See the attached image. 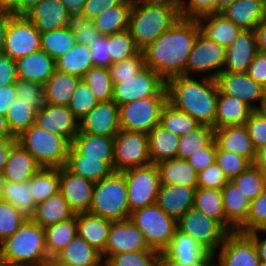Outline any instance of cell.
Segmentation results:
<instances>
[{"label":"cell","mask_w":266,"mask_h":266,"mask_svg":"<svg viewBox=\"0 0 266 266\" xmlns=\"http://www.w3.org/2000/svg\"><path fill=\"white\" fill-rule=\"evenodd\" d=\"M215 162L222 169L224 175L231 181L245 171L251 163L245 158L230 151L221 150L217 146Z\"/></svg>","instance_id":"57"},{"label":"cell","mask_w":266,"mask_h":266,"mask_svg":"<svg viewBox=\"0 0 266 266\" xmlns=\"http://www.w3.org/2000/svg\"><path fill=\"white\" fill-rule=\"evenodd\" d=\"M16 137H1L0 138V170L4 169L7 156L12 144L16 141Z\"/></svg>","instance_id":"74"},{"label":"cell","mask_w":266,"mask_h":266,"mask_svg":"<svg viewBox=\"0 0 266 266\" xmlns=\"http://www.w3.org/2000/svg\"><path fill=\"white\" fill-rule=\"evenodd\" d=\"M227 183L228 179L216 162L198 173L197 188L222 189Z\"/></svg>","instance_id":"62"},{"label":"cell","mask_w":266,"mask_h":266,"mask_svg":"<svg viewBox=\"0 0 266 266\" xmlns=\"http://www.w3.org/2000/svg\"><path fill=\"white\" fill-rule=\"evenodd\" d=\"M215 257L216 255L208 253L200 262L195 264H180L168 259L163 253H160L159 266H216L213 263Z\"/></svg>","instance_id":"70"},{"label":"cell","mask_w":266,"mask_h":266,"mask_svg":"<svg viewBox=\"0 0 266 266\" xmlns=\"http://www.w3.org/2000/svg\"><path fill=\"white\" fill-rule=\"evenodd\" d=\"M257 51L266 53V20L260 23L254 30Z\"/></svg>","instance_id":"72"},{"label":"cell","mask_w":266,"mask_h":266,"mask_svg":"<svg viewBox=\"0 0 266 266\" xmlns=\"http://www.w3.org/2000/svg\"><path fill=\"white\" fill-rule=\"evenodd\" d=\"M79 154L102 158L113 169L114 137L84 134L80 131L70 144Z\"/></svg>","instance_id":"35"},{"label":"cell","mask_w":266,"mask_h":266,"mask_svg":"<svg viewBox=\"0 0 266 266\" xmlns=\"http://www.w3.org/2000/svg\"><path fill=\"white\" fill-rule=\"evenodd\" d=\"M160 124L177 136L188 134L201 125L195 118L175 109L169 103L162 109Z\"/></svg>","instance_id":"49"},{"label":"cell","mask_w":266,"mask_h":266,"mask_svg":"<svg viewBox=\"0 0 266 266\" xmlns=\"http://www.w3.org/2000/svg\"><path fill=\"white\" fill-rule=\"evenodd\" d=\"M0 266H47L46 262L0 261Z\"/></svg>","instance_id":"78"},{"label":"cell","mask_w":266,"mask_h":266,"mask_svg":"<svg viewBox=\"0 0 266 266\" xmlns=\"http://www.w3.org/2000/svg\"><path fill=\"white\" fill-rule=\"evenodd\" d=\"M82 80L89 86L98 102L112 100L113 83L108 67L93 66L85 72Z\"/></svg>","instance_id":"50"},{"label":"cell","mask_w":266,"mask_h":266,"mask_svg":"<svg viewBox=\"0 0 266 266\" xmlns=\"http://www.w3.org/2000/svg\"><path fill=\"white\" fill-rule=\"evenodd\" d=\"M221 190L227 220L238 229L248 216L250 200L231 181H228Z\"/></svg>","instance_id":"41"},{"label":"cell","mask_w":266,"mask_h":266,"mask_svg":"<svg viewBox=\"0 0 266 266\" xmlns=\"http://www.w3.org/2000/svg\"><path fill=\"white\" fill-rule=\"evenodd\" d=\"M180 15L184 19H197L201 16L216 13V0L179 1Z\"/></svg>","instance_id":"61"},{"label":"cell","mask_w":266,"mask_h":266,"mask_svg":"<svg viewBox=\"0 0 266 266\" xmlns=\"http://www.w3.org/2000/svg\"><path fill=\"white\" fill-rule=\"evenodd\" d=\"M167 103L215 129L218 87L215 79L177 76L166 81Z\"/></svg>","instance_id":"2"},{"label":"cell","mask_w":266,"mask_h":266,"mask_svg":"<svg viewBox=\"0 0 266 266\" xmlns=\"http://www.w3.org/2000/svg\"><path fill=\"white\" fill-rule=\"evenodd\" d=\"M150 249L143 232L130 219L111 221L108 241L102 257L106 260L110 255Z\"/></svg>","instance_id":"16"},{"label":"cell","mask_w":266,"mask_h":266,"mask_svg":"<svg viewBox=\"0 0 266 266\" xmlns=\"http://www.w3.org/2000/svg\"><path fill=\"white\" fill-rule=\"evenodd\" d=\"M98 103L89 86L81 80L73 93L68 108L73 116L80 121Z\"/></svg>","instance_id":"56"},{"label":"cell","mask_w":266,"mask_h":266,"mask_svg":"<svg viewBox=\"0 0 266 266\" xmlns=\"http://www.w3.org/2000/svg\"><path fill=\"white\" fill-rule=\"evenodd\" d=\"M40 168L34 157L15 141L9 150L3 171L6 181L25 182Z\"/></svg>","instance_id":"28"},{"label":"cell","mask_w":266,"mask_h":266,"mask_svg":"<svg viewBox=\"0 0 266 266\" xmlns=\"http://www.w3.org/2000/svg\"><path fill=\"white\" fill-rule=\"evenodd\" d=\"M48 258L44 228L30 218L0 244V261L46 262Z\"/></svg>","instance_id":"5"},{"label":"cell","mask_w":266,"mask_h":266,"mask_svg":"<svg viewBox=\"0 0 266 266\" xmlns=\"http://www.w3.org/2000/svg\"><path fill=\"white\" fill-rule=\"evenodd\" d=\"M215 80L220 93L238 98L253 110L262 109L266 88L257 83L247 73L223 71ZM255 101H259L260 105L254 104Z\"/></svg>","instance_id":"15"},{"label":"cell","mask_w":266,"mask_h":266,"mask_svg":"<svg viewBox=\"0 0 266 266\" xmlns=\"http://www.w3.org/2000/svg\"><path fill=\"white\" fill-rule=\"evenodd\" d=\"M246 73L266 88V53L257 52Z\"/></svg>","instance_id":"68"},{"label":"cell","mask_w":266,"mask_h":266,"mask_svg":"<svg viewBox=\"0 0 266 266\" xmlns=\"http://www.w3.org/2000/svg\"><path fill=\"white\" fill-rule=\"evenodd\" d=\"M1 200L12 204L29 218L36 208V204L31 196L30 180L25 182L6 181Z\"/></svg>","instance_id":"46"},{"label":"cell","mask_w":266,"mask_h":266,"mask_svg":"<svg viewBox=\"0 0 266 266\" xmlns=\"http://www.w3.org/2000/svg\"><path fill=\"white\" fill-rule=\"evenodd\" d=\"M141 50L136 46L128 30L109 35V55L111 63L137 55Z\"/></svg>","instance_id":"55"},{"label":"cell","mask_w":266,"mask_h":266,"mask_svg":"<svg viewBox=\"0 0 266 266\" xmlns=\"http://www.w3.org/2000/svg\"><path fill=\"white\" fill-rule=\"evenodd\" d=\"M123 173L127 183L130 213L156 203L161 185L156 164L130 168Z\"/></svg>","instance_id":"12"},{"label":"cell","mask_w":266,"mask_h":266,"mask_svg":"<svg viewBox=\"0 0 266 266\" xmlns=\"http://www.w3.org/2000/svg\"><path fill=\"white\" fill-rule=\"evenodd\" d=\"M258 232L261 231L249 232L247 235L254 241L260 261L266 263V238L260 240Z\"/></svg>","instance_id":"75"},{"label":"cell","mask_w":266,"mask_h":266,"mask_svg":"<svg viewBox=\"0 0 266 266\" xmlns=\"http://www.w3.org/2000/svg\"><path fill=\"white\" fill-rule=\"evenodd\" d=\"M57 257L71 265L104 266L102 254L78 235L65 246Z\"/></svg>","instance_id":"40"},{"label":"cell","mask_w":266,"mask_h":266,"mask_svg":"<svg viewBox=\"0 0 266 266\" xmlns=\"http://www.w3.org/2000/svg\"><path fill=\"white\" fill-rule=\"evenodd\" d=\"M41 49V34L25 15L10 12L3 53L17 61Z\"/></svg>","instance_id":"13"},{"label":"cell","mask_w":266,"mask_h":266,"mask_svg":"<svg viewBox=\"0 0 266 266\" xmlns=\"http://www.w3.org/2000/svg\"><path fill=\"white\" fill-rule=\"evenodd\" d=\"M180 18L179 2L134 0L128 31L142 51Z\"/></svg>","instance_id":"3"},{"label":"cell","mask_w":266,"mask_h":266,"mask_svg":"<svg viewBox=\"0 0 266 266\" xmlns=\"http://www.w3.org/2000/svg\"><path fill=\"white\" fill-rule=\"evenodd\" d=\"M25 16L40 34L69 26L73 18L61 0H41Z\"/></svg>","instance_id":"21"},{"label":"cell","mask_w":266,"mask_h":266,"mask_svg":"<svg viewBox=\"0 0 266 266\" xmlns=\"http://www.w3.org/2000/svg\"><path fill=\"white\" fill-rule=\"evenodd\" d=\"M245 125L253 146L257 150L266 143V114L262 110H254Z\"/></svg>","instance_id":"60"},{"label":"cell","mask_w":266,"mask_h":266,"mask_svg":"<svg viewBox=\"0 0 266 266\" xmlns=\"http://www.w3.org/2000/svg\"><path fill=\"white\" fill-rule=\"evenodd\" d=\"M130 220L143 232L150 249L162 253L177 230V220L156 203L131 212Z\"/></svg>","instance_id":"7"},{"label":"cell","mask_w":266,"mask_h":266,"mask_svg":"<svg viewBox=\"0 0 266 266\" xmlns=\"http://www.w3.org/2000/svg\"><path fill=\"white\" fill-rule=\"evenodd\" d=\"M216 266H260L254 241L239 232L229 233L220 247Z\"/></svg>","instance_id":"17"},{"label":"cell","mask_w":266,"mask_h":266,"mask_svg":"<svg viewBox=\"0 0 266 266\" xmlns=\"http://www.w3.org/2000/svg\"><path fill=\"white\" fill-rule=\"evenodd\" d=\"M47 266H81V265H71L70 263L64 262L57 256L49 257L46 261Z\"/></svg>","instance_id":"80"},{"label":"cell","mask_w":266,"mask_h":266,"mask_svg":"<svg viewBox=\"0 0 266 266\" xmlns=\"http://www.w3.org/2000/svg\"><path fill=\"white\" fill-rule=\"evenodd\" d=\"M18 80L16 61L0 54V87L15 84Z\"/></svg>","instance_id":"67"},{"label":"cell","mask_w":266,"mask_h":266,"mask_svg":"<svg viewBox=\"0 0 266 266\" xmlns=\"http://www.w3.org/2000/svg\"><path fill=\"white\" fill-rule=\"evenodd\" d=\"M225 60L226 48L200 33L188 57L185 76L190 77L193 73L203 75L210 71L205 77L215 79L223 72Z\"/></svg>","instance_id":"14"},{"label":"cell","mask_w":266,"mask_h":266,"mask_svg":"<svg viewBox=\"0 0 266 266\" xmlns=\"http://www.w3.org/2000/svg\"><path fill=\"white\" fill-rule=\"evenodd\" d=\"M1 137H15L8 126L6 116L0 115V138Z\"/></svg>","instance_id":"79"},{"label":"cell","mask_w":266,"mask_h":266,"mask_svg":"<svg viewBox=\"0 0 266 266\" xmlns=\"http://www.w3.org/2000/svg\"><path fill=\"white\" fill-rule=\"evenodd\" d=\"M231 182L251 201L262 193L266 186V175L251 164Z\"/></svg>","instance_id":"51"},{"label":"cell","mask_w":266,"mask_h":266,"mask_svg":"<svg viewBox=\"0 0 266 266\" xmlns=\"http://www.w3.org/2000/svg\"><path fill=\"white\" fill-rule=\"evenodd\" d=\"M64 167L71 173L93 183L109 176L114 170L102 158L86 157L79 154L71 145Z\"/></svg>","instance_id":"29"},{"label":"cell","mask_w":266,"mask_h":266,"mask_svg":"<svg viewBox=\"0 0 266 266\" xmlns=\"http://www.w3.org/2000/svg\"><path fill=\"white\" fill-rule=\"evenodd\" d=\"M220 14L242 30H254L266 20V0H235Z\"/></svg>","instance_id":"25"},{"label":"cell","mask_w":266,"mask_h":266,"mask_svg":"<svg viewBox=\"0 0 266 266\" xmlns=\"http://www.w3.org/2000/svg\"><path fill=\"white\" fill-rule=\"evenodd\" d=\"M77 40L69 26L41 34V50H44L54 60L71 50Z\"/></svg>","instance_id":"45"},{"label":"cell","mask_w":266,"mask_h":266,"mask_svg":"<svg viewBox=\"0 0 266 266\" xmlns=\"http://www.w3.org/2000/svg\"><path fill=\"white\" fill-rule=\"evenodd\" d=\"M59 180V192L74 214L89 212L95 183L69 172L64 166L59 168Z\"/></svg>","instance_id":"20"},{"label":"cell","mask_w":266,"mask_h":266,"mask_svg":"<svg viewBox=\"0 0 266 266\" xmlns=\"http://www.w3.org/2000/svg\"><path fill=\"white\" fill-rule=\"evenodd\" d=\"M16 66L18 79L42 84L56 69L55 60L41 49L18 59Z\"/></svg>","instance_id":"26"},{"label":"cell","mask_w":266,"mask_h":266,"mask_svg":"<svg viewBox=\"0 0 266 266\" xmlns=\"http://www.w3.org/2000/svg\"><path fill=\"white\" fill-rule=\"evenodd\" d=\"M263 174L266 175V143L256 150V159L253 163Z\"/></svg>","instance_id":"76"},{"label":"cell","mask_w":266,"mask_h":266,"mask_svg":"<svg viewBox=\"0 0 266 266\" xmlns=\"http://www.w3.org/2000/svg\"><path fill=\"white\" fill-rule=\"evenodd\" d=\"M9 20H10V11L1 10L0 11V54H2L4 50Z\"/></svg>","instance_id":"73"},{"label":"cell","mask_w":266,"mask_h":266,"mask_svg":"<svg viewBox=\"0 0 266 266\" xmlns=\"http://www.w3.org/2000/svg\"><path fill=\"white\" fill-rule=\"evenodd\" d=\"M151 163L177 158L179 136L170 132L160 123L148 134Z\"/></svg>","instance_id":"39"},{"label":"cell","mask_w":266,"mask_h":266,"mask_svg":"<svg viewBox=\"0 0 266 266\" xmlns=\"http://www.w3.org/2000/svg\"><path fill=\"white\" fill-rule=\"evenodd\" d=\"M29 180L36 205L59 193V168H40Z\"/></svg>","instance_id":"43"},{"label":"cell","mask_w":266,"mask_h":266,"mask_svg":"<svg viewBox=\"0 0 266 266\" xmlns=\"http://www.w3.org/2000/svg\"><path fill=\"white\" fill-rule=\"evenodd\" d=\"M120 129L119 106L113 100L99 102L79 121L84 134L115 137Z\"/></svg>","instance_id":"18"},{"label":"cell","mask_w":266,"mask_h":266,"mask_svg":"<svg viewBox=\"0 0 266 266\" xmlns=\"http://www.w3.org/2000/svg\"><path fill=\"white\" fill-rule=\"evenodd\" d=\"M48 257L57 256L77 235L76 214L74 217L44 228Z\"/></svg>","instance_id":"44"},{"label":"cell","mask_w":266,"mask_h":266,"mask_svg":"<svg viewBox=\"0 0 266 266\" xmlns=\"http://www.w3.org/2000/svg\"><path fill=\"white\" fill-rule=\"evenodd\" d=\"M196 19L180 18L169 30L149 44L143 53L148 66L165 81L185 76L190 52L200 34Z\"/></svg>","instance_id":"1"},{"label":"cell","mask_w":266,"mask_h":266,"mask_svg":"<svg viewBox=\"0 0 266 266\" xmlns=\"http://www.w3.org/2000/svg\"><path fill=\"white\" fill-rule=\"evenodd\" d=\"M149 164L148 134L120 129L114 137L113 170L123 172Z\"/></svg>","instance_id":"11"},{"label":"cell","mask_w":266,"mask_h":266,"mask_svg":"<svg viewBox=\"0 0 266 266\" xmlns=\"http://www.w3.org/2000/svg\"><path fill=\"white\" fill-rule=\"evenodd\" d=\"M159 258L155 250L117 253L104 260V266H159Z\"/></svg>","instance_id":"52"},{"label":"cell","mask_w":266,"mask_h":266,"mask_svg":"<svg viewBox=\"0 0 266 266\" xmlns=\"http://www.w3.org/2000/svg\"><path fill=\"white\" fill-rule=\"evenodd\" d=\"M197 186L161 184L156 204L177 221L193 207L194 192Z\"/></svg>","instance_id":"24"},{"label":"cell","mask_w":266,"mask_h":266,"mask_svg":"<svg viewBox=\"0 0 266 266\" xmlns=\"http://www.w3.org/2000/svg\"><path fill=\"white\" fill-rule=\"evenodd\" d=\"M266 229V186L262 193L250 201L249 213L245 222L236 232L248 234L254 231H264Z\"/></svg>","instance_id":"53"},{"label":"cell","mask_w":266,"mask_h":266,"mask_svg":"<svg viewBox=\"0 0 266 266\" xmlns=\"http://www.w3.org/2000/svg\"><path fill=\"white\" fill-rule=\"evenodd\" d=\"M214 139L221 150L245 157L251 164L256 159V149L249 137L246 125L226 126L214 129Z\"/></svg>","instance_id":"22"},{"label":"cell","mask_w":266,"mask_h":266,"mask_svg":"<svg viewBox=\"0 0 266 266\" xmlns=\"http://www.w3.org/2000/svg\"><path fill=\"white\" fill-rule=\"evenodd\" d=\"M253 111L250 106L238 98L218 92L215 129L244 125Z\"/></svg>","instance_id":"31"},{"label":"cell","mask_w":266,"mask_h":266,"mask_svg":"<svg viewBox=\"0 0 266 266\" xmlns=\"http://www.w3.org/2000/svg\"><path fill=\"white\" fill-rule=\"evenodd\" d=\"M152 96H167L166 81L148 66L113 84L112 100L118 106Z\"/></svg>","instance_id":"10"},{"label":"cell","mask_w":266,"mask_h":266,"mask_svg":"<svg viewBox=\"0 0 266 266\" xmlns=\"http://www.w3.org/2000/svg\"><path fill=\"white\" fill-rule=\"evenodd\" d=\"M168 259L180 264L200 262L208 252L189 235L178 229L175 231L169 246L162 252Z\"/></svg>","instance_id":"34"},{"label":"cell","mask_w":266,"mask_h":266,"mask_svg":"<svg viewBox=\"0 0 266 266\" xmlns=\"http://www.w3.org/2000/svg\"><path fill=\"white\" fill-rule=\"evenodd\" d=\"M253 30H241L235 41L226 49L224 72L246 73L257 53Z\"/></svg>","instance_id":"23"},{"label":"cell","mask_w":266,"mask_h":266,"mask_svg":"<svg viewBox=\"0 0 266 266\" xmlns=\"http://www.w3.org/2000/svg\"><path fill=\"white\" fill-rule=\"evenodd\" d=\"M74 216L75 214L70 209L68 202L59 192L46 201L36 205L35 211L30 216V219L42 228H46Z\"/></svg>","instance_id":"36"},{"label":"cell","mask_w":266,"mask_h":266,"mask_svg":"<svg viewBox=\"0 0 266 266\" xmlns=\"http://www.w3.org/2000/svg\"><path fill=\"white\" fill-rule=\"evenodd\" d=\"M77 235L101 254L108 241L111 221L89 212L76 214Z\"/></svg>","instance_id":"27"},{"label":"cell","mask_w":266,"mask_h":266,"mask_svg":"<svg viewBox=\"0 0 266 266\" xmlns=\"http://www.w3.org/2000/svg\"><path fill=\"white\" fill-rule=\"evenodd\" d=\"M28 218L12 204L0 199V244L12 236Z\"/></svg>","instance_id":"54"},{"label":"cell","mask_w":266,"mask_h":266,"mask_svg":"<svg viewBox=\"0 0 266 266\" xmlns=\"http://www.w3.org/2000/svg\"><path fill=\"white\" fill-rule=\"evenodd\" d=\"M134 0H123L120 4L103 11L92 22L100 35H112L128 30Z\"/></svg>","instance_id":"38"},{"label":"cell","mask_w":266,"mask_h":266,"mask_svg":"<svg viewBox=\"0 0 266 266\" xmlns=\"http://www.w3.org/2000/svg\"><path fill=\"white\" fill-rule=\"evenodd\" d=\"M36 113L37 109L31 103H27L22 99H15L6 114L11 133L16 138L21 135L35 123Z\"/></svg>","instance_id":"47"},{"label":"cell","mask_w":266,"mask_h":266,"mask_svg":"<svg viewBox=\"0 0 266 266\" xmlns=\"http://www.w3.org/2000/svg\"><path fill=\"white\" fill-rule=\"evenodd\" d=\"M177 229L189 235L209 254H217L218 249L229 234L218 222L191 207L178 221Z\"/></svg>","instance_id":"9"},{"label":"cell","mask_w":266,"mask_h":266,"mask_svg":"<svg viewBox=\"0 0 266 266\" xmlns=\"http://www.w3.org/2000/svg\"><path fill=\"white\" fill-rule=\"evenodd\" d=\"M73 16H78L87 0H61Z\"/></svg>","instance_id":"77"},{"label":"cell","mask_w":266,"mask_h":266,"mask_svg":"<svg viewBox=\"0 0 266 266\" xmlns=\"http://www.w3.org/2000/svg\"><path fill=\"white\" fill-rule=\"evenodd\" d=\"M89 213L110 221L130 218L127 183L123 172L113 171L94 184Z\"/></svg>","instance_id":"4"},{"label":"cell","mask_w":266,"mask_h":266,"mask_svg":"<svg viewBox=\"0 0 266 266\" xmlns=\"http://www.w3.org/2000/svg\"><path fill=\"white\" fill-rule=\"evenodd\" d=\"M17 98L15 84L0 87V115L6 116L9 106Z\"/></svg>","instance_id":"69"},{"label":"cell","mask_w":266,"mask_h":266,"mask_svg":"<svg viewBox=\"0 0 266 266\" xmlns=\"http://www.w3.org/2000/svg\"><path fill=\"white\" fill-rule=\"evenodd\" d=\"M16 141L34 157L41 168H61L65 165L70 143L62 136L33 124Z\"/></svg>","instance_id":"6"},{"label":"cell","mask_w":266,"mask_h":266,"mask_svg":"<svg viewBox=\"0 0 266 266\" xmlns=\"http://www.w3.org/2000/svg\"><path fill=\"white\" fill-rule=\"evenodd\" d=\"M167 96H152L119 106V124L122 130L150 131L160 123Z\"/></svg>","instance_id":"8"},{"label":"cell","mask_w":266,"mask_h":266,"mask_svg":"<svg viewBox=\"0 0 266 266\" xmlns=\"http://www.w3.org/2000/svg\"><path fill=\"white\" fill-rule=\"evenodd\" d=\"M145 67V56L143 51L137 55L124 59L117 63H112L109 67V73L112 83L121 82V79H127L134 76Z\"/></svg>","instance_id":"58"},{"label":"cell","mask_w":266,"mask_h":266,"mask_svg":"<svg viewBox=\"0 0 266 266\" xmlns=\"http://www.w3.org/2000/svg\"><path fill=\"white\" fill-rule=\"evenodd\" d=\"M82 79L55 69L44 84L45 103L68 106L78 83Z\"/></svg>","instance_id":"33"},{"label":"cell","mask_w":266,"mask_h":266,"mask_svg":"<svg viewBox=\"0 0 266 266\" xmlns=\"http://www.w3.org/2000/svg\"><path fill=\"white\" fill-rule=\"evenodd\" d=\"M89 47L93 66L109 67L112 64L109 55V35H99Z\"/></svg>","instance_id":"64"},{"label":"cell","mask_w":266,"mask_h":266,"mask_svg":"<svg viewBox=\"0 0 266 266\" xmlns=\"http://www.w3.org/2000/svg\"><path fill=\"white\" fill-rule=\"evenodd\" d=\"M122 1L123 0H87L78 16L83 19L93 20L103 11L120 4Z\"/></svg>","instance_id":"66"},{"label":"cell","mask_w":266,"mask_h":266,"mask_svg":"<svg viewBox=\"0 0 266 266\" xmlns=\"http://www.w3.org/2000/svg\"><path fill=\"white\" fill-rule=\"evenodd\" d=\"M70 27L73 30L77 43L90 45L100 35L92 20L73 16Z\"/></svg>","instance_id":"63"},{"label":"cell","mask_w":266,"mask_h":266,"mask_svg":"<svg viewBox=\"0 0 266 266\" xmlns=\"http://www.w3.org/2000/svg\"><path fill=\"white\" fill-rule=\"evenodd\" d=\"M196 20L203 36L226 49L235 41L242 30L220 13L204 15Z\"/></svg>","instance_id":"30"},{"label":"cell","mask_w":266,"mask_h":266,"mask_svg":"<svg viewBox=\"0 0 266 266\" xmlns=\"http://www.w3.org/2000/svg\"><path fill=\"white\" fill-rule=\"evenodd\" d=\"M214 139V128L201 124L194 131L179 136L177 158L187 159L191 154L205 148Z\"/></svg>","instance_id":"48"},{"label":"cell","mask_w":266,"mask_h":266,"mask_svg":"<svg viewBox=\"0 0 266 266\" xmlns=\"http://www.w3.org/2000/svg\"><path fill=\"white\" fill-rule=\"evenodd\" d=\"M216 151L217 144L213 139L205 148L191 154L186 160L199 173L215 162Z\"/></svg>","instance_id":"65"},{"label":"cell","mask_w":266,"mask_h":266,"mask_svg":"<svg viewBox=\"0 0 266 266\" xmlns=\"http://www.w3.org/2000/svg\"><path fill=\"white\" fill-rule=\"evenodd\" d=\"M41 0H17L9 9L13 15H25Z\"/></svg>","instance_id":"71"},{"label":"cell","mask_w":266,"mask_h":266,"mask_svg":"<svg viewBox=\"0 0 266 266\" xmlns=\"http://www.w3.org/2000/svg\"><path fill=\"white\" fill-rule=\"evenodd\" d=\"M55 64L57 70L82 79L85 72L93 67L90 47L76 43L71 50L56 59Z\"/></svg>","instance_id":"42"},{"label":"cell","mask_w":266,"mask_h":266,"mask_svg":"<svg viewBox=\"0 0 266 266\" xmlns=\"http://www.w3.org/2000/svg\"><path fill=\"white\" fill-rule=\"evenodd\" d=\"M34 124L47 132L64 137L70 144L79 132V122L68 106L45 103L37 110Z\"/></svg>","instance_id":"19"},{"label":"cell","mask_w":266,"mask_h":266,"mask_svg":"<svg viewBox=\"0 0 266 266\" xmlns=\"http://www.w3.org/2000/svg\"><path fill=\"white\" fill-rule=\"evenodd\" d=\"M18 99H22L39 110L45 104L44 84L18 79L15 83Z\"/></svg>","instance_id":"59"},{"label":"cell","mask_w":266,"mask_h":266,"mask_svg":"<svg viewBox=\"0 0 266 266\" xmlns=\"http://www.w3.org/2000/svg\"><path fill=\"white\" fill-rule=\"evenodd\" d=\"M160 184L197 186L198 173L186 159H167L156 164Z\"/></svg>","instance_id":"37"},{"label":"cell","mask_w":266,"mask_h":266,"mask_svg":"<svg viewBox=\"0 0 266 266\" xmlns=\"http://www.w3.org/2000/svg\"><path fill=\"white\" fill-rule=\"evenodd\" d=\"M222 199L221 189L196 188L193 207L218 222L228 233H234L237 229L227 220Z\"/></svg>","instance_id":"32"}]
</instances>
